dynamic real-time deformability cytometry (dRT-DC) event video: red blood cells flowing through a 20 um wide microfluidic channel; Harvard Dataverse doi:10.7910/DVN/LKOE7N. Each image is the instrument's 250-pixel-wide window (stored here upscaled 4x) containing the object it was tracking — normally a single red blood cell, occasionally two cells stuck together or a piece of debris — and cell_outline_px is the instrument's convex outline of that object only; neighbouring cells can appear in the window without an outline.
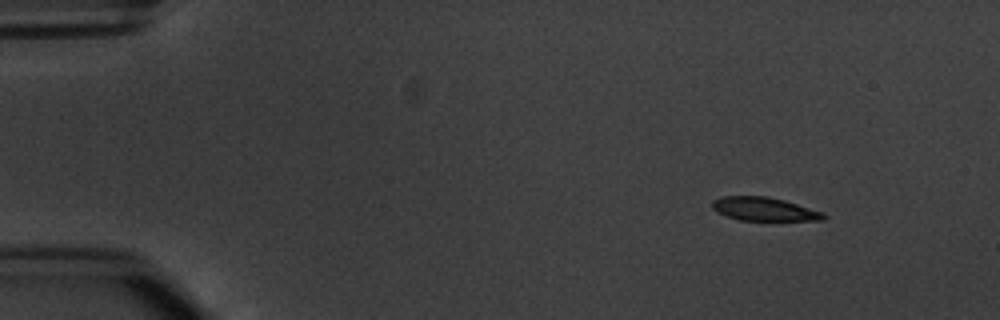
{"species": "common noctule bat (a hibernating species)", "species_latin": "Nyctalus noctula", "temperature_condition": "warm", "stored_images_in_passage": 5, "camera_frame_rate_fps": 3000, "um_per_image_px": 0.085, "animal": {"sex": "male", "body_mass_g": 20.1, "forearm_length_mm": 53.5}, "frame": {"image": 1, "passage_image": 1, "time_ms": 0.0, "image_size_px": [1000, 320], "cell_outline_px": [[828, 216], [824, 220], [740, 220], [724, 216], [716, 212], [712, 208], [712, 200], [724, 196], [768, 196], [784, 200], [824, 212]], "centroid_in_image_um": [64.94, 17.77], "position_along_channel_um": 20.1, "area_um2": 15.37}}
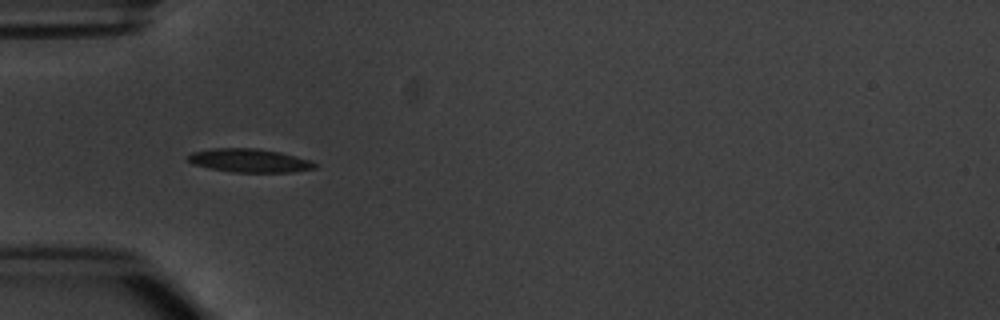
{"frame": {"image": 2, "passage_image": 4, "time_ms": 3.667, "image_size_px": [1000, 320], "cell_outline_px": [[316, 168], [292, 172], [232, 172], [192, 164], [188, 160], [188, 156], [192, 152], [212, 148], [256, 148], [280, 152], [312, 160], [316, 164]], "centroid_in_image_um": [21.23, 13.64], "position_along_channel_um": 63.8, "area_um2": 17.34}}